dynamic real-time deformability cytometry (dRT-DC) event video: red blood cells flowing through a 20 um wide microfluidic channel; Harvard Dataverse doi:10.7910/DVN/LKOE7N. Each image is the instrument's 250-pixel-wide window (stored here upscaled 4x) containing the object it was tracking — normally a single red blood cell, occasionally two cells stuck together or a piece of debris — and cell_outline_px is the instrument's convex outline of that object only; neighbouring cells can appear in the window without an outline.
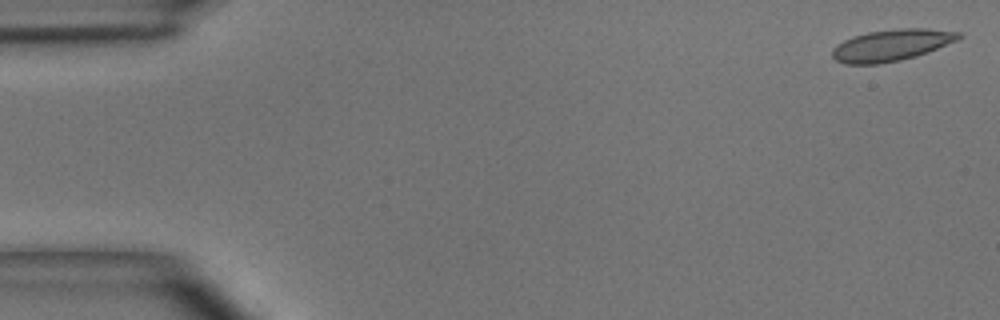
{"species": "common noctule bat (a hibernating species)", "species_latin": "Nyctalus noctula", "temperature_condition": "room temperature", "stored_images_in_passage": 9, "camera_frame_rate_fps": 3000, "um_per_image_px": 0.085, "animal": {"sex": "male", "body_mass_g": 15.6}, "frame": {"image": 1, "passage_image": 1, "time_ms": 0.0, "image_size_px": [1000, 320], "cell_outline_px": [[964, 36], [956, 40], [928, 52], [916, 56], [900, 60], [880, 64], [844, 64], [836, 60], [832, 56], [832, 48], [844, 40], [852, 36], [868, 32], [896, 28], [928, 28], [960, 32]], "centroid_in_image_um": [75.77, 3.83], "position_along_channel_um": 9.2, "area_um2": 23.35}}